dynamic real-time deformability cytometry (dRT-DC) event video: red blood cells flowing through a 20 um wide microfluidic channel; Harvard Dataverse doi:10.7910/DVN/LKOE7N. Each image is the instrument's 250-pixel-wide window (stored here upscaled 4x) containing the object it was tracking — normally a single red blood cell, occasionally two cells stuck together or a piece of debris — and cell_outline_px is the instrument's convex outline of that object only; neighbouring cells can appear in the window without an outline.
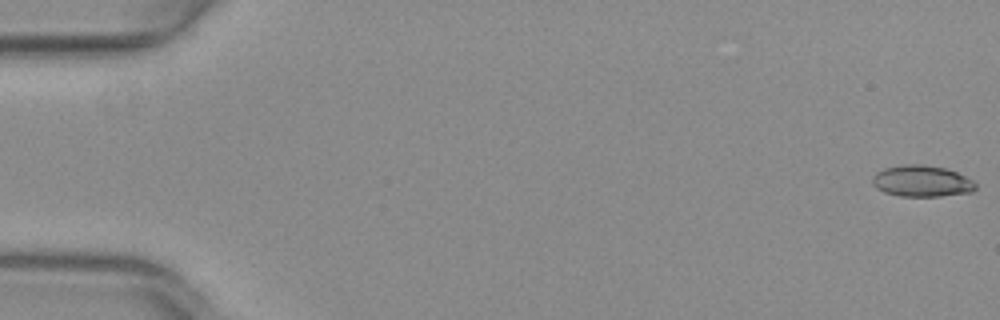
{"species": "common noctule bat (a hibernating species)", "species_latin": "Nyctalus noctula", "temperature_condition": "warm", "stored_images_in_passage": 48, "camera_frame_rate_fps": 3000, "um_per_image_px": 0.085, "animal": {"sex": "female", "body_mass_g": 29.2, "forearm_length_mm": 56.3}, "frame": {"image": 1, "passage_image": 1, "time_ms": 0.0, "image_size_px": [1000, 320], "cell_outline_px": [[976, 188], [972, 192], [940, 196], [900, 196], [884, 192], [876, 188], [872, 184], [872, 176], [876, 172], [884, 168], [904, 164], [924, 164], [944, 168], [956, 172], [972, 180], [976, 184]], "centroid_in_image_um": [78.32, 15.39], "position_along_channel_um": 6.7, "area_um2": 18.9}}
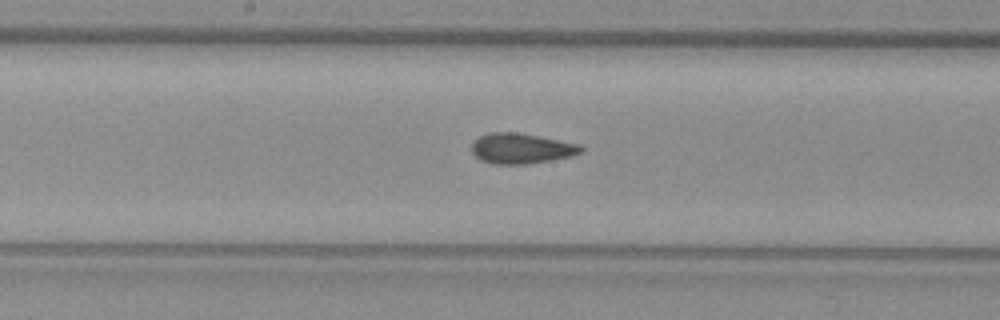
{"frame": {"image": 2, "passage_image": 28, "time_ms": 9.0, "image_size_px": [1000, 320], "cell_outline_px": [[584, 152], [572, 156], [528, 164], [492, 164], [480, 160], [472, 152], [472, 144], [480, 136], [488, 132], [520, 132], [580, 144], [584, 148]], "centroid_in_image_um": [44.34, 12.61], "position_along_channel_um": 203.9, "area_um2": 19.54}}
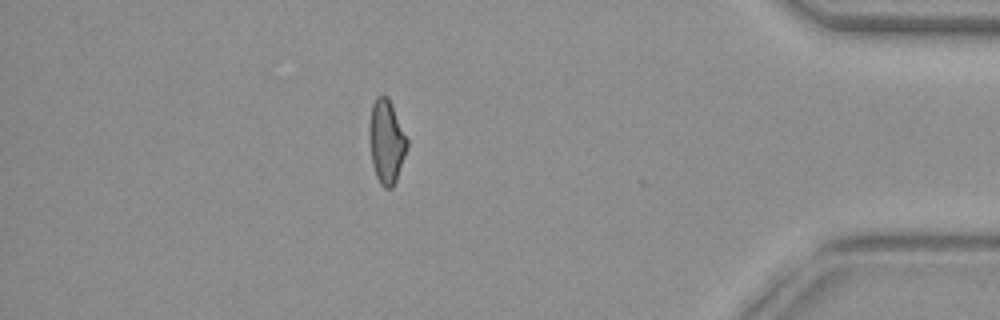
{"frame": {"image": 3, "passage_image": 46, "time_ms": 15.0, "image_size_px": [1000, 320], "cell_outline_px": [[408, 148], [396, 180], [392, 188], [384, 188], [380, 184], [376, 176], [372, 164], [368, 136], [368, 124], [372, 104], [376, 96], [388, 96], [408, 140]], "centroid_in_image_um": [32.83, 12.03], "position_along_channel_um": 402.4, "area_um2": 18.67}, "authors_computed_cell_mechanics": {"area_um2": 19.0162, "velocity_mm_per_s": 4.0262, "shape_relaxation_time_tau1_ms": null, "shape_relaxation_time_tau2_ms": 1.8578, "deformation_change_tau1": null, "deformation_change_tau2": 0.0758}}